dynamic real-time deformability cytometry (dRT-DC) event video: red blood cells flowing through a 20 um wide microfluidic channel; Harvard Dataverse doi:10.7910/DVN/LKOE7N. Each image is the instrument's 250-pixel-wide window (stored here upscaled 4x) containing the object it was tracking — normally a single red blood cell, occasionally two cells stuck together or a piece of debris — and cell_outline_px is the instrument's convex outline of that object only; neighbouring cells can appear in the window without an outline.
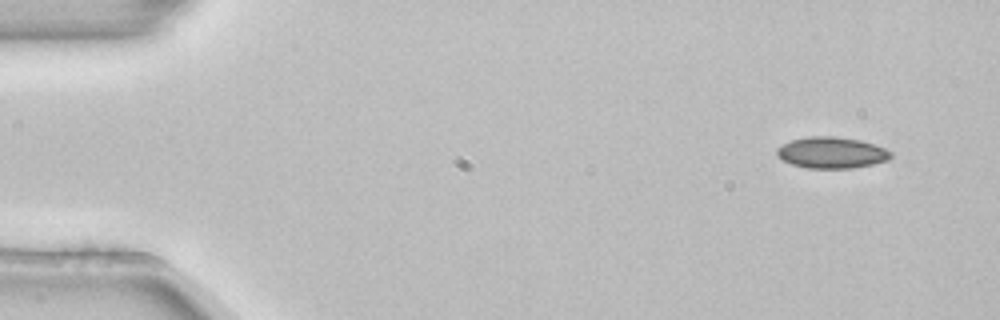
{"species": "common noctule bat (a hibernating species)", "species_latin": "Nyctalus noctula", "temperature_condition": "room temperature", "stored_images_in_passage": 4, "camera_frame_rate_fps": 3000, "um_per_image_px": 0.085, "animal": {"sex": "female", "body_mass_g": 22.7, "forearm_length_mm": 54.2}, "frame": {"image": 1, "passage_image": 1, "time_ms": 0.0, "image_size_px": [1000, 320], "cell_outline_px": [[892, 156], [888, 160], [872, 164], [852, 168], [808, 168], [792, 164], [776, 156], [776, 148], [792, 140], [808, 136], [836, 136], [860, 140], [876, 144], [892, 152]], "centroid_in_image_um": [70.7, 12.97], "position_along_channel_um": 14.3, "area_um2": 20.81}}
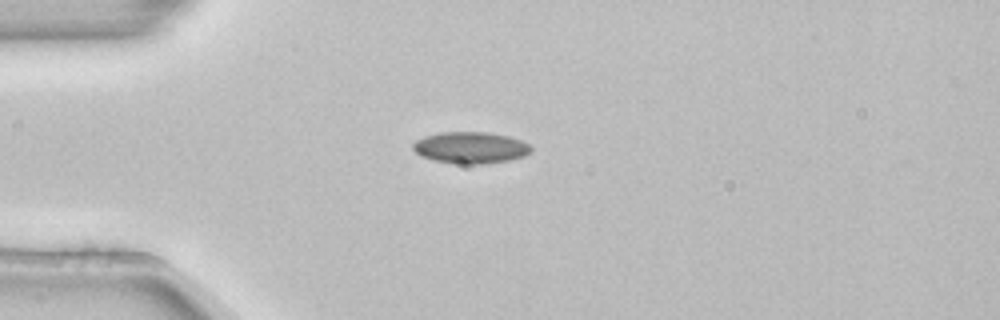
{"frame": {"image": 2, "passage_image": 3, "time_ms": 0.667, "image_size_px": [1000, 320], "cell_outline_px": [[532, 152], [524, 156], [508, 160], [480, 164], [464, 164], [432, 160], [420, 156], [412, 148], [412, 144], [416, 140], [424, 136], [440, 132], [488, 132], [508, 136], [520, 140], [528, 144], [532, 148]], "centroid_in_image_um": [39.98, 12.54], "position_along_channel_um": 45.0, "area_um2": 21.73}}
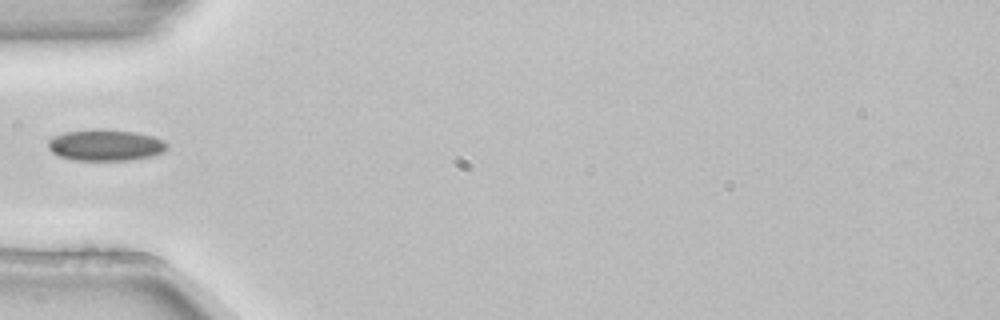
{"frame": {"image": 3, "passage_image": 4, "time_ms": 1.0, "image_size_px": [1000, 320], "cell_outline_px": [[168, 148], [164, 152], [152, 156], [128, 160], [72, 160], [60, 156], [52, 152], [48, 148], [48, 140], [64, 132], [92, 128], [100, 128], [136, 132], [152, 136], [164, 140], [168, 144]], "centroid_in_image_um": [8.98, 12.32], "position_along_channel_um": 76.0, "area_um2": 21.96}}